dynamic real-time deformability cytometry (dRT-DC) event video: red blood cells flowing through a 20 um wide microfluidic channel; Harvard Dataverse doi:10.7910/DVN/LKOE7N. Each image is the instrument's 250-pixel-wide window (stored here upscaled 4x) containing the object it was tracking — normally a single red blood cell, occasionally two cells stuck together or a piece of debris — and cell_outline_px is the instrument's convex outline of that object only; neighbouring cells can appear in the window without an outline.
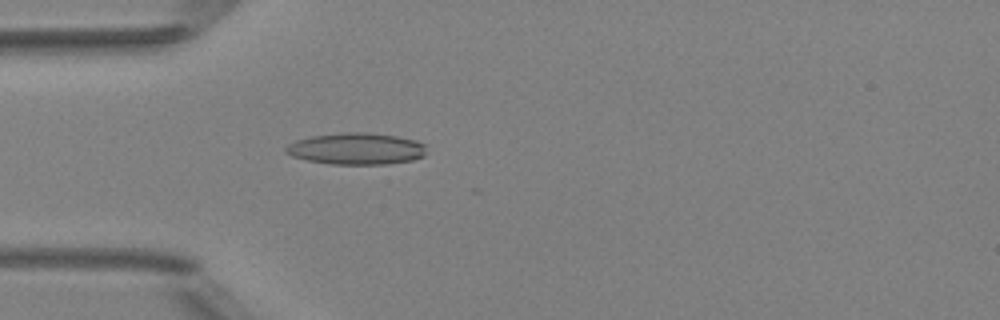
{"species": "Egyptian fruit bat (a non-hibernating species)", "species_latin": "Rousettus aegyptiacus", "temperature_condition": "room temperature", "stored_images_in_passage": 3, "camera_frame_rate_fps": 3000, "um_per_image_px": 0.085, "animal": {"sex": "female"}, "frame": {"image": 1, "passage_image": 3, "time_ms": 2.333, "image_size_px": [1000, 320], "cell_outline_px": [[424, 156], [412, 160], [388, 164], [332, 164], [308, 160], [292, 156], [284, 152], [284, 148], [288, 144], [296, 140], [312, 136], [348, 132], [364, 132], [396, 136], [416, 140], [424, 144]], "centroid_in_image_um": [30.27, 12.64], "position_along_channel_um": 54.7, "area_um2": 25.78}}